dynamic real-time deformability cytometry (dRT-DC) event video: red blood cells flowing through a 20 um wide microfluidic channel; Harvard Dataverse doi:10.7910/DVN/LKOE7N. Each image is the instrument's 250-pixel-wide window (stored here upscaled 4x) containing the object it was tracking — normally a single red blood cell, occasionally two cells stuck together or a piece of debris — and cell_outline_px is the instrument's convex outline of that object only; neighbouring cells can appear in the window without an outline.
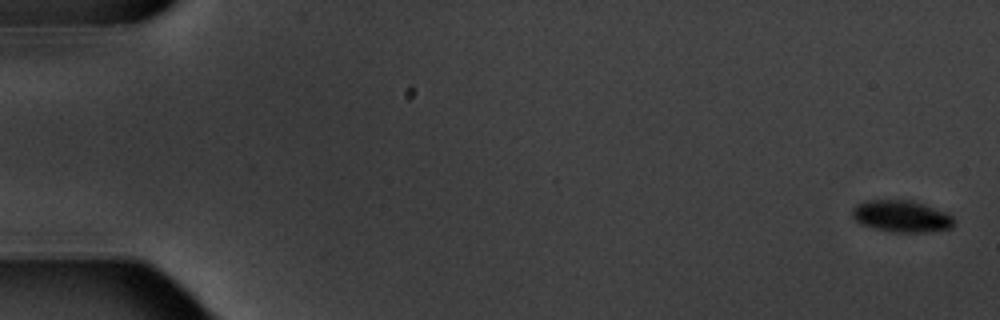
{"species": "common noctule bat (a hibernating species)", "species_latin": "Nyctalus noctula", "temperature_condition": "warm", "stored_images_in_passage": 5, "camera_frame_rate_fps": 3000, "um_per_image_px": 0.085, "animal": {"sex": "male", "body_mass_g": 20.1, "forearm_length_mm": 53.5}, "frame": {"image": 1, "passage_image": 1, "time_ms": 0.0, "image_size_px": [1000, 320], "cell_outline_px": [[956, 220], [952, 228], [928, 232], [892, 232], [860, 224], [852, 216], [852, 208], [856, 204], [868, 200], [912, 200], [924, 204], [944, 212], [952, 216]], "centroid_in_image_um": [76.63, 18.38], "position_along_channel_um": 8.4, "area_um2": 18.84}}
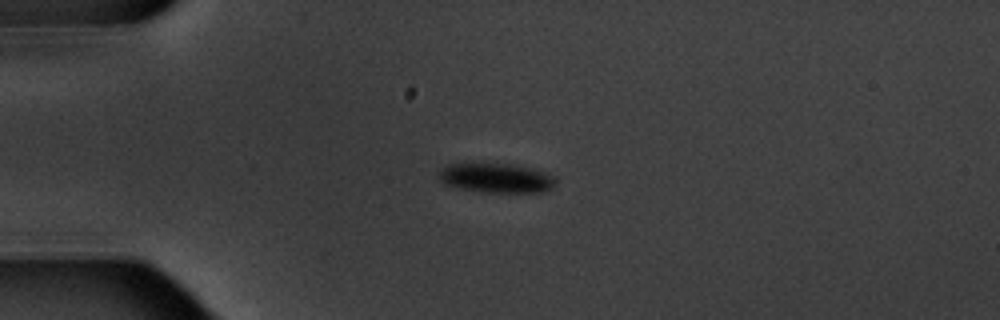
{"frame": {"image": 2, "passage_image": 4, "time_ms": 4.667, "image_size_px": [1000, 320], "cell_outline_px": [[552, 188], [540, 192], [484, 192], [444, 184], [440, 180], [440, 168], [448, 164], [480, 160], [512, 164], [528, 168], [540, 172], [548, 176], [552, 180]], "centroid_in_image_um": [42.02, 15.07], "position_along_channel_um": 43.0, "area_um2": 20.11}}